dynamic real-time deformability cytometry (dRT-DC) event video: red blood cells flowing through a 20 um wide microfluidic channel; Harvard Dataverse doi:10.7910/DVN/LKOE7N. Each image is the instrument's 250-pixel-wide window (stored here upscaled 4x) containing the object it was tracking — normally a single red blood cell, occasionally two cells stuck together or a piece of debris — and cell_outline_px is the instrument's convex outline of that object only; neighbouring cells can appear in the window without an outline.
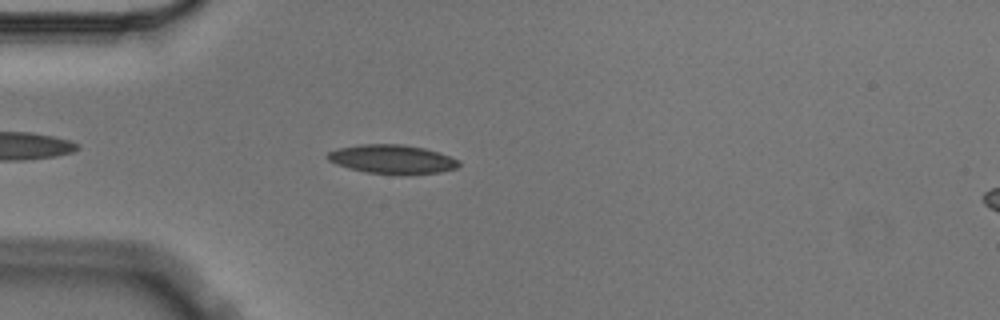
{"species": "Egyptian fruit bat (a non-hibernating species)", "species_latin": "Rousettus aegyptiacus", "temperature_condition": "cold", "stored_images_in_passage": 5, "camera_frame_rate_fps": 3000, "um_per_image_px": 0.085, "animal": {"sex": "male"}, "frame": {"image": 1, "passage_image": 5, "time_ms": 1.333, "image_size_px": [1000, 320], "cell_outline_px": [[460, 164], [456, 168], [440, 172], [364, 172], [348, 168], [336, 164], [328, 160], [324, 156], [328, 152], [340, 148], [360, 144], [400, 144], [424, 148], [460, 160]], "centroid_in_image_um": [33.27, 13.5], "position_along_channel_um": 51.7, "area_um2": 21.33}}